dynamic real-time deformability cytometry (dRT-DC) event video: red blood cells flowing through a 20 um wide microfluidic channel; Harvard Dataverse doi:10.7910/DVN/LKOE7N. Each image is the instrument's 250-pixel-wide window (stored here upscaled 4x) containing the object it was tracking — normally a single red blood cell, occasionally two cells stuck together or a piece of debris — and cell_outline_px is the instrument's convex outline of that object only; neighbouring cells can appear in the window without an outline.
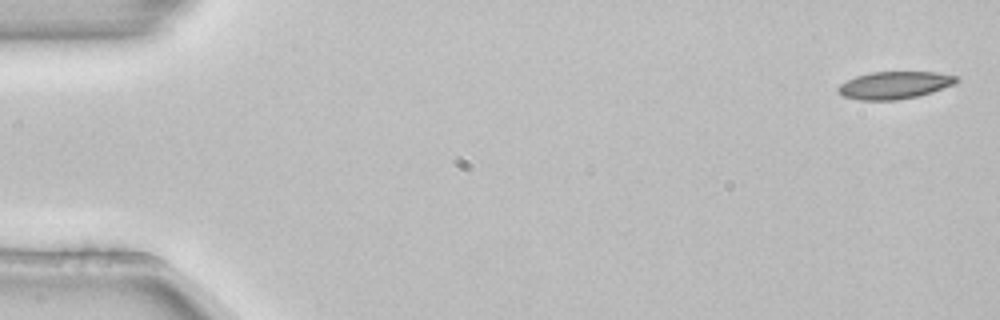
{"species": "common noctule bat (a hibernating species)", "species_latin": "Nyctalus noctula", "temperature_condition": "room temperature", "stored_images_in_passage": 5, "camera_frame_rate_fps": 3000, "um_per_image_px": 0.085, "animal": {"sex": "female", "body_mass_g": 22.7, "forearm_length_mm": 54.2}, "frame": {"image": 1, "passage_image": 1, "time_ms": 0.0, "image_size_px": [1000, 320], "cell_outline_px": [[960, 80], [952, 84], [932, 92], [916, 96], [896, 100], [860, 100], [844, 96], [836, 88], [840, 84], [856, 76], [872, 72], [936, 72], [960, 76]], "centroid_in_image_um": [76.05, 7.23], "position_along_channel_um": 8.9, "area_um2": 18.73}}
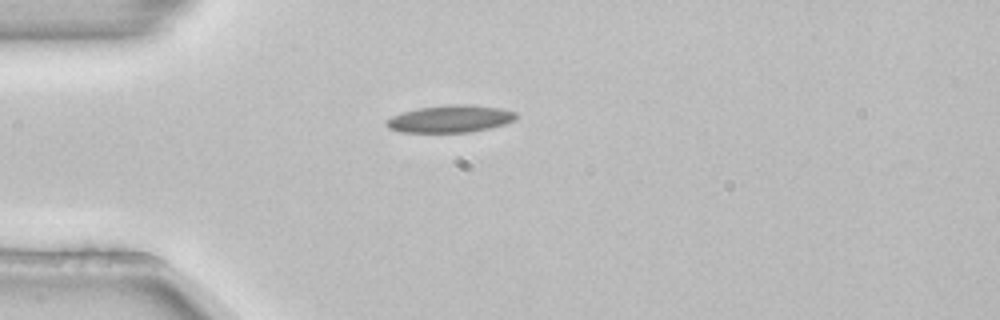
{"frame": {"image": 2, "passage_image": 5, "time_ms": 1.333, "image_size_px": [1000, 320], "cell_outline_px": [[516, 120], [504, 124], [472, 132], [400, 132], [388, 128], [384, 124], [384, 120], [392, 116], [416, 108], [448, 104], [464, 104], [500, 108], [516, 112]], "centroid_in_image_um": [38.23, 10.1], "position_along_channel_um": 46.8, "area_um2": 20.69}}